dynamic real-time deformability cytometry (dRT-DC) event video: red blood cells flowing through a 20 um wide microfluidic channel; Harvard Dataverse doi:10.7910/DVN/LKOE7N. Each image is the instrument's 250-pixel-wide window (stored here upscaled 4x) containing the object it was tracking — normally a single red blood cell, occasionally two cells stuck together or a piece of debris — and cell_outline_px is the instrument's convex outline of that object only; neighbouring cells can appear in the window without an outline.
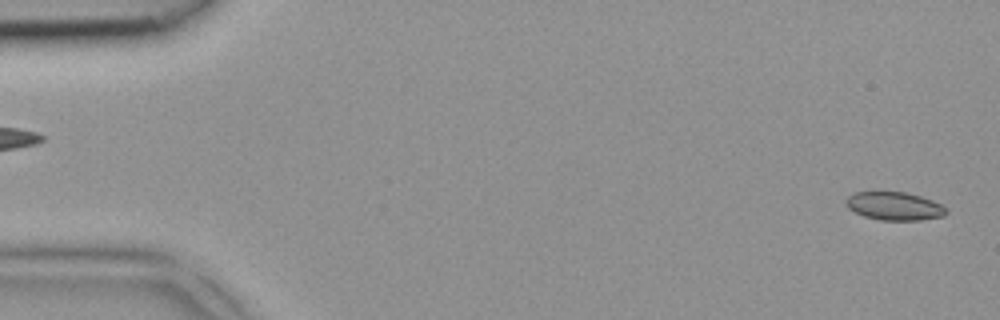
{"species": "common noctule bat (a hibernating species)", "species_latin": "Nyctalus noctula", "temperature_condition": "room temperature", "stored_images_in_passage": 2, "segment_of_instrument_passage": [2, 2], "camera_frame_rate_fps": 3000, "um_per_image_px": 0.085, "animal": {"sex": "female", "body_mass_g": 18.4}, "frame": {"image": 1, "passage_image": 2, "time_ms": 0.333, "image_size_px": [1000, 320], "cell_outline_px": [[948, 212], [944, 216], [920, 220], [880, 220], [864, 216], [848, 208], [844, 200], [848, 196], [856, 192], [904, 192], [920, 196], [932, 200], [948, 208]], "centroid_in_image_um": [76.04, 17.52], "position_along_channel_um": 9.0, "area_um2": 16.47}}